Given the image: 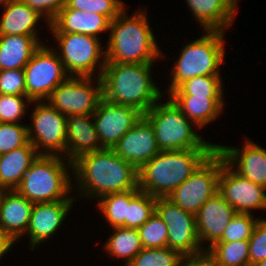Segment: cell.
<instances>
[{"label":"cell","instance_id":"cell-31","mask_svg":"<svg viewBox=\"0 0 266 266\" xmlns=\"http://www.w3.org/2000/svg\"><path fill=\"white\" fill-rule=\"evenodd\" d=\"M156 199L140 189L129 190L127 228L138 229L142 226L155 213Z\"/></svg>","mask_w":266,"mask_h":266},{"label":"cell","instance_id":"cell-43","mask_svg":"<svg viewBox=\"0 0 266 266\" xmlns=\"http://www.w3.org/2000/svg\"><path fill=\"white\" fill-rule=\"evenodd\" d=\"M14 241L0 230V260L14 245Z\"/></svg>","mask_w":266,"mask_h":266},{"label":"cell","instance_id":"cell-30","mask_svg":"<svg viewBox=\"0 0 266 266\" xmlns=\"http://www.w3.org/2000/svg\"><path fill=\"white\" fill-rule=\"evenodd\" d=\"M97 201L98 210L101 211L110 228H127L129 190L105 195Z\"/></svg>","mask_w":266,"mask_h":266},{"label":"cell","instance_id":"cell-33","mask_svg":"<svg viewBox=\"0 0 266 266\" xmlns=\"http://www.w3.org/2000/svg\"><path fill=\"white\" fill-rule=\"evenodd\" d=\"M181 257L169 247L143 248L127 266H178Z\"/></svg>","mask_w":266,"mask_h":266},{"label":"cell","instance_id":"cell-38","mask_svg":"<svg viewBox=\"0 0 266 266\" xmlns=\"http://www.w3.org/2000/svg\"><path fill=\"white\" fill-rule=\"evenodd\" d=\"M26 103H32L27 96L0 94V123H18L27 114Z\"/></svg>","mask_w":266,"mask_h":266},{"label":"cell","instance_id":"cell-8","mask_svg":"<svg viewBox=\"0 0 266 266\" xmlns=\"http://www.w3.org/2000/svg\"><path fill=\"white\" fill-rule=\"evenodd\" d=\"M51 35L57 42V54L69 76L93 77L97 70L98 77H101L106 65V51L99 38L79 33Z\"/></svg>","mask_w":266,"mask_h":266},{"label":"cell","instance_id":"cell-40","mask_svg":"<svg viewBox=\"0 0 266 266\" xmlns=\"http://www.w3.org/2000/svg\"><path fill=\"white\" fill-rule=\"evenodd\" d=\"M0 94L26 96L23 69L0 70Z\"/></svg>","mask_w":266,"mask_h":266},{"label":"cell","instance_id":"cell-26","mask_svg":"<svg viewBox=\"0 0 266 266\" xmlns=\"http://www.w3.org/2000/svg\"><path fill=\"white\" fill-rule=\"evenodd\" d=\"M39 36L0 35V70L24 69L43 44Z\"/></svg>","mask_w":266,"mask_h":266},{"label":"cell","instance_id":"cell-39","mask_svg":"<svg viewBox=\"0 0 266 266\" xmlns=\"http://www.w3.org/2000/svg\"><path fill=\"white\" fill-rule=\"evenodd\" d=\"M249 241L250 266L266 258V219L259 218Z\"/></svg>","mask_w":266,"mask_h":266},{"label":"cell","instance_id":"cell-32","mask_svg":"<svg viewBox=\"0 0 266 266\" xmlns=\"http://www.w3.org/2000/svg\"><path fill=\"white\" fill-rule=\"evenodd\" d=\"M221 76H196L181 83L169 95L207 96L224 98Z\"/></svg>","mask_w":266,"mask_h":266},{"label":"cell","instance_id":"cell-11","mask_svg":"<svg viewBox=\"0 0 266 266\" xmlns=\"http://www.w3.org/2000/svg\"><path fill=\"white\" fill-rule=\"evenodd\" d=\"M220 171L221 154L215 150L168 199L184 211L195 215L218 192Z\"/></svg>","mask_w":266,"mask_h":266},{"label":"cell","instance_id":"cell-41","mask_svg":"<svg viewBox=\"0 0 266 266\" xmlns=\"http://www.w3.org/2000/svg\"><path fill=\"white\" fill-rule=\"evenodd\" d=\"M31 9L37 11L42 19L46 20L49 25L59 13V11L66 5V0H22ZM45 17V18H44Z\"/></svg>","mask_w":266,"mask_h":266},{"label":"cell","instance_id":"cell-35","mask_svg":"<svg viewBox=\"0 0 266 266\" xmlns=\"http://www.w3.org/2000/svg\"><path fill=\"white\" fill-rule=\"evenodd\" d=\"M66 5L71 9L102 14L110 21L126 7L121 0H66Z\"/></svg>","mask_w":266,"mask_h":266},{"label":"cell","instance_id":"cell-15","mask_svg":"<svg viewBox=\"0 0 266 266\" xmlns=\"http://www.w3.org/2000/svg\"><path fill=\"white\" fill-rule=\"evenodd\" d=\"M142 116L143 114L133 107L114 104L102 98L93 113L101 146L112 149Z\"/></svg>","mask_w":266,"mask_h":266},{"label":"cell","instance_id":"cell-21","mask_svg":"<svg viewBox=\"0 0 266 266\" xmlns=\"http://www.w3.org/2000/svg\"><path fill=\"white\" fill-rule=\"evenodd\" d=\"M104 149L99 141L93 115H68L65 158L74 163L81 156Z\"/></svg>","mask_w":266,"mask_h":266},{"label":"cell","instance_id":"cell-44","mask_svg":"<svg viewBox=\"0 0 266 266\" xmlns=\"http://www.w3.org/2000/svg\"><path fill=\"white\" fill-rule=\"evenodd\" d=\"M252 266H266V258L263 259L261 262L255 264V265H252Z\"/></svg>","mask_w":266,"mask_h":266},{"label":"cell","instance_id":"cell-27","mask_svg":"<svg viewBox=\"0 0 266 266\" xmlns=\"http://www.w3.org/2000/svg\"><path fill=\"white\" fill-rule=\"evenodd\" d=\"M181 109L183 114L197 126L204 128L222 114L225 105L223 98H208L207 96L168 95Z\"/></svg>","mask_w":266,"mask_h":266},{"label":"cell","instance_id":"cell-42","mask_svg":"<svg viewBox=\"0 0 266 266\" xmlns=\"http://www.w3.org/2000/svg\"><path fill=\"white\" fill-rule=\"evenodd\" d=\"M178 266H215L212 256L204 250L194 255H182Z\"/></svg>","mask_w":266,"mask_h":266},{"label":"cell","instance_id":"cell-4","mask_svg":"<svg viewBox=\"0 0 266 266\" xmlns=\"http://www.w3.org/2000/svg\"><path fill=\"white\" fill-rule=\"evenodd\" d=\"M215 150L160 151L138 170L139 189L156 198H168Z\"/></svg>","mask_w":266,"mask_h":266},{"label":"cell","instance_id":"cell-13","mask_svg":"<svg viewBox=\"0 0 266 266\" xmlns=\"http://www.w3.org/2000/svg\"><path fill=\"white\" fill-rule=\"evenodd\" d=\"M155 212L167 225V247L181 255H194L204 251L198 238L194 214L184 211L168 198L156 199Z\"/></svg>","mask_w":266,"mask_h":266},{"label":"cell","instance_id":"cell-36","mask_svg":"<svg viewBox=\"0 0 266 266\" xmlns=\"http://www.w3.org/2000/svg\"><path fill=\"white\" fill-rule=\"evenodd\" d=\"M258 219L252 213H236L218 242L249 240Z\"/></svg>","mask_w":266,"mask_h":266},{"label":"cell","instance_id":"cell-9","mask_svg":"<svg viewBox=\"0 0 266 266\" xmlns=\"http://www.w3.org/2000/svg\"><path fill=\"white\" fill-rule=\"evenodd\" d=\"M31 125H27L28 140L39 155L65 156L67 140V116L48 101H32ZM37 103V104H36Z\"/></svg>","mask_w":266,"mask_h":266},{"label":"cell","instance_id":"cell-22","mask_svg":"<svg viewBox=\"0 0 266 266\" xmlns=\"http://www.w3.org/2000/svg\"><path fill=\"white\" fill-rule=\"evenodd\" d=\"M110 22L102 14L79 11L65 5L47 28L51 33H79L100 38V33L109 31Z\"/></svg>","mask_w":266,"mask_h":266},{"label":"cell","instance_id":"cell-34","mask_svg":"<svg viewBox=\"0 0 266 266\" xmlns=\"http://www.w3.org/2000/svg\"><path fill=\"white\" fill-rule=\"evenodd\" d=\"M137 230L143 248L167 247L168 228L156 212Z\"/></svg>","mask_w":266,"mask_h":266},{"label":"cell","instance_id":"cell-16","mask_svg":"<svg viewBox=\"0 0 266 266\" xmlns=\"http://www.w3.org/2000/svg\"><path fill=\"white\" fill-rule=\"evenodd\" d=\"M112 150L137 170L160 152L154 129L144 116L114 145Z\"/></svg>","mask_w":266,"mask_h":266},{"label":"cell","instance_id":"cell-2","mask_svg":"<svg viewBox=\"0 0 266 266\" xmlns=\"http://www.w3.org/2000/svg\"><path fill=\"white\" fill-rule=\"evenodd\" d=\"M124 9L110 22L106 62L154 64L163 56L148 22L146 8L128 17Z\"/></svg>","mask_w":266,"mask_h":266},{"label":"cell","instance_id":"cell-18","mask_svg":"<svg viewBox=\"0 0 266 266\" xmlns=\"http://www.w3.org/2000/svg\"><path fill=\"white\" fill-rule=\"evenodd\" d=\"M74 200H59L49 203H34L29 225L25 235L29 237V246L33 250L40 243L51 239L62 225Z\"/></svg>","mask_w":266,"mask_h":266},{"label":"cell","instance_id":"cell-7","mask_svg":"<svg viewBox=\"0 0 266 266\" xmlns=\"http://www.w3.org/2000/svg\"><path fill=\"white\" fill-rule=\"evenodd\" d=\"M160 101L161 99L143 115L154 129L160 151L216 149L217 144L207 142L197 134L194 130L197 126L193 125L169 96L167 102Z\"/></svg>","mask_w":266,"mask_h":266},{"label":"cell","instance_id":"cell-6","mask_svg":"<svg viewBox=\"0 0 266 266\" xmlns=\"http://www.w3.org/2000/svg\"><path fill=\"white\" fill-rule=\"evenodd\" d=\"M200 38L192 40L180 50L178 60L174 62L169 74L170 86L166 95H169L181 83L196 76H222L218 69L224 62L223 31H204Z\"/></svg>","mask_w":266,"mask_h":266},{"label":"cell","instance_id":"cell-24","mask_svg":"<svg viewBox=\"0 0 266 266\" xmlns=\"http://www.w3.org/2000/svg\"><path fill=\"white\" fill-rule=\"evenodd\" d=\"M38 152L29 141L25 146L0 155V191L15 190Z\"/></svg>","mask_w":266,"mask_h":266},{"label":"cell","instance_id":"cell-12","mask_svg":"<svg viewBox=\"0 0 266 266\" xmlns=\"http://www.w3.org/2000/svg\"><path fill=\"white\" fill-rule=\"evenodd\" d=\"M92 82L96 83L95 86ZM102 98L101 77L96 79V77L69 76L58 85L46 101L65 116L93 115Z\"/></svg>","mask_w":266,"mask_h":266},{"label":"cell","instance_id":"cell-29","mask_svg":"<svg viewBox=\"0 0 266 266\" xmlns=\"http://www.w3.org/2000/svg\"><path fill=\"white\" fill-rule=\"evenodd\" d=\"M206 251L215 266H250L248 240L216 242Z\"/></svg>","mask_w":266,"mask_h":266},{"label":"cell","instance_id":"cell-45","mask_svg":"<svg viewBox=\"0 0 266 266\" xmlns=\"http://www.w3.org/2000/svg\"><path fill=\"white\" fill-rule=\"evenodd\" d=\"M9 1L10 0H0V6L4 7Z\"/></svg>","mask_w":266,"mask_h":266},{"label":"cell","instance_id":"cell-1","mask_svg":"<svg viewBox=\"0 0 266 266\" xmlns=\"http://www.w3.org/2000/svg\"><path fill=\"white\" fill-rule=\"evenodd\" d=\"M72 170L76 177L74 184L79 185L77 196L86 199L97 200L108 194L139 189L138 170L112 149L81 156L73 163Z\"/></svg>","mask_w":266,"mask_h":266},{"label":"cell","instance_id":"cell-37","mask_svg":"<svg viewBox=\"0 0 266 266\" xmlns=\"http://www.w3.org/2000/svg\"><path fill=\"white\" fill-rule=\"evenodd\" d=\"M28 142L27 125L0 123V155L25 146Z\"/></svg>","mask_w":266,"mask_h":266},{"label":"cell","instance_id":"cell-10","mask_svg":"<svg viewBox=\"0 0 266 266\" xmlns=\"http://www.w3.org/2000/svg\"><path fill=\"white\" fill-rule=\"evenodd\" d=\"M41 44L24 67L26 96L31 101H46L68 77L54 48ZM54 49V50H52Z\"/></svg>","mask_w":266,"mask_h":266},{"label":"cell","instance_id":"cell-5","mask_svg":"<svg viewBox=\"0 0 266 266\" xmlns=\"http://www.w3.org/2000/svg\"><path fill=\"white\" fill-rule=\"evenodd\" d=\"M71 169L73 164L63 156L38 155L15 190L33 204L76 200L69 195L75 189Z\"/></svg>","mask_w":266,"mask_h":266},{"label":"cell","instance_id":"cell-20","mask_svg":"<svg viewBox=\"0 0 266 266\" xmlns=\"http://www.w3.org/2000/svg\"><path fill=\"white\" fill-rule=\"evenodd\" d=\"M33 203L16 190L0 191V230L14 242L27 231Z\"/></svg>","mask_w":266,"mask_h":266},{"label":"cell","instance_id":"cell-14","mask_svg":"<svg viewBox=\"0 0 266 266\" xmlns=\"http://www.w3.org/2000/svg\"><path fill=\"white\" fill-rule=\"evenodd\" d=\"M218 192L237 213L266 210V188L241 177L225 163L222 155Z\"/></svg>","mask_w":266,"mask_h":266},{"label":"cell","instance_id":"cell-3","mask_svg":"<svg viewBox=\"0 0 266 266\" xmlns=\"http://www.w3.org/2000/svg\"><path fill=\"white\" fill-rule=\"evenodd\" d=\"M153 65L106 62L101 75L103 98L133 107L144 115L163 95L153 82Z\"/></svg>","mask_w":266,"mask_h":266},{"label":"cell","instance_id":"cell-28","mask_svg":"<svg viewBox=\"0 0 266 266\" xmlns=\"http://www.w3.org/2000/svg\"><path fill=\"white\" fill-rule=\"evenodd\" d=\"M113 233L105 242L104 250L115 259H123L124 266L143 249L137 229L115 227Z\"/></svg>","mask_w":266,"mask_h":266},{"label":"cell","instance_id":"cell-25","mask_svg":"<svg viewBox=\"0 0 266 266\" xmlns=\"http://www.w3.org/2000/svg\"><path fill=\"white\" fill-rule=\"evenodd\" d=\"M0 35L38 36L37 24L43 17L22 0H10L3 9Z\"/></svg>","mask_w":266,"mask_h":266},{"label":"cell","instance_id":"cell-19","mask_svg":"<svg viewBox=\"0 0 266 266\" xmlns=\"http://www.w3.org/2000/svg\"><path fill=\"white\" fill-rule=\"evenodd\" d=\"M236 210L217 192L195 214L196 229L200 245L207 250L218 242L229 222L236 214ZM210 243L203 247L204 243Z\"/></svg>","mask_w":266,"mask_h":266},{"label":"cell","instance_id":"cell-17","mask_svg":"<svg viewBox=\"0 0 266 266\" xmlns=\"http://www.w3.org/2000/svg\"><path fill=\"white\" fill-rule=\"evenodd\" d=\"M216 150L237 174L266 188V150L262 146L246 140L241 148L218 144Z\"/></svg>","mask_w":266,"mask_h":266},{"label":"cell","instance_id":"cell-23","mask_svg":"<svg viewBox=\"0 0 266 266\" xmlns=\"http://www.w3.org/2000/svg\"><path fill=\"white\" fill-rule=\"evenodd\" d=\"M204 31H223L234 22L238 0H185Z\"/></svg>","mask_w":266,"mask_h":266}]
</instances>
